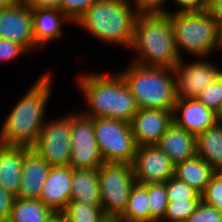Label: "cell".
Segmentation results:
<instances>
[{
	"instance_id": "1",
	"label": "cell",
	"mask_w": 222,
	"mask_h": 222,
	"mask_svg": "<svg viewBox=\"0 0 222 222\" xmlns=\"http://www.w3.org/2000/svg\"><path fill=\"white\" fill-rule=\"evenodd\" d=\"M17 100L0 126V144L32 148L44 125L46 109L52 97L54 72L44 71Z\"/></svg>"
},
{
	"instance_id": "2",
	"label": "cell",
	"mask_w": 222,
	"mask_h": 222,
	"mask_svg": "<svg viewBox=\"0 0 222 222\" xmlns=\"http://www.w3.org/2000/svg\"><path fill=\"white\" fill-rule=\"evenodd\" d=\"M108 73L91 71L76 77L77 90L81 91L88 106L82 113L92 118L105 117L130 123L139 110L136 100L119 72Z\"/></svg>"
},
{
	"instance_id": "3",
	"label": "cell",
	"mask_w": 222,
	"mask_h": 222,
	"mask_svg": "<svg viewBox=\"0 0 222 222\" xmlns=\"http://www.w3.org/2000/svg\"><path fill=\"white\" fill-rule=\"evenodd\" d=\"M130 50L135 54L131 61L136 64L174 68L180 57L171 17L168 14L138 15Z\"/></svg>"
},
{
	"instance_id": "4",
	"label": "cell",
	"mask_w": 222,
	"mask_h": 222,
	"mask_svg": "<svg viewBox=\"0 0 222 222\" xmlns=\"http://www.w3.org/2000/svg\"><path fill=\"white\" fill-rule=\"evenodd\" d=\"M137 16L130 0H98L74 25L102 43L130 50Z\"/></svg>"
},
{
	"instance_id": "5",
	"label": "cell",
	"mask_w": 222,
	"mask_h": 222,
	"mask_svg": "<svg viewBox=\"0 0 222 222\" xmlns=\"http://www.w3.org/2000/svg\"><path fill=\"white\" fill-rule=\"evenodd\" d=\"M119 73L139 109H174L177 92L173 68L127 64Z\"/></svg>"
},
{
	"instance_id": "6",
	"label": "cell",
	"mask_w": 222,
	"mask_h": 222,
	"mask_svg": "<svg viewBox=\"0 0 222 222\" xmlns=\"http://www.w3.org/2000/svg\"><path fill=\"white\" fill-rule=\"evenodd\" d=\"M168 15L171 17L175 46L180 59L187 60L184 58L185 53L194 58H209L213 52L220 51L218 24L208 10Z\"/></svg>"
},
{
	"instance_id": "7",
	"label": "cell",
	"mask_w": 222,
	"mask_h": 222,
	"mask_svg": "<svg viewBox=\"0 0 222 222\" xmlns=\"http://www.w3.org/2000/svg\"><path fill=\"white\" fill-rule=\"evenodd\" d=\"M98 181L103 212L110 221H117L124 214L136 183L132 165L105 162L98 169Z\"/></svg>"
},
{
	"instance_id": "8",
	"label": "cell",
	"mask_w": 222,
	"mask_h": 222,
	"mask_svg": "<svg viewBox=\"0 0 222 222\" xmlns=\"http://www.w3.org/2000/svg\"><path fill=\"white\" fill-rule=\"evenodd\" d=\"M95 138L106 163L132 165L137 144L129 122L112 118H93Z\"/></svg>"
},
{
	"instance_id": "9",
	"label": "cell",
	"mask_w": 222,
	"mask_h": 222,
	"mask_svg": "<svg viewBox=\"0 0 222 222\" xmlns=\"http://www.w3.org/2000/svg\"><path fill=\"white\" fill-rule=\"evenodd\" d=\"M50 119L48 117L45 121L32 149L50 166H68L71 158V111Z\"/></svg>"
},
{
	"instance_id": "10",
	"label": "cell",
	"mask_w": 222,
	"mask_h": 222,
	"mask_svg": "<svg viewBox=\"0 0 222 222\" xmlns=\"http://www.w3.org/2000/svg\"><path fill=\"white\" fill-rule=\"evenodd\" d=\"M71 110V158L73 169H99L105 162L95 138L93 118Z\"/></svg>"
},
{
	"instance_id": "11",
	"label": "cell",
	"mask_w": 222,
	"mask_h": 222,
	"mask_svg": "<svg viewBox=\"0 0 222 222\" xmlns=\"http://www.w3.org/2000/svg\"><path fill=\"white\" fill-rule=\"evenodd\" d=\"M200 59V60H199ZM209 58H197L186 63L180 59L173 68L177 98H197L222 72Z\"/></svg>"
},
{
	"instance_id": "12",
	"label": "cell",
	"mask_w": 222,
	"mask_h": 222,
	"mask_svg": "<svg viewBox=\"0 0 222 222\" xmlns=\"http://www.w3.org/2000/svg\"><path fill=\"white\" fill-rule=\"evenodd\" d=\"M0 38L22 45L29 53L41 49L34 39L31 8L23 0L0 10Z\"/></svg>"
},
{
	"instance_id": "13",
	"label": "cell",
	"mask_w": 222,
	"mask_h": 222,
	"mask_svg": "<svg viewBox=\"0 0 222 222\" xmlns=\"http://www.w3.org/2000/svg\"><path fill=\"white\" fill-rule=\"evenodd\" d=\"M132 168L135 181L143 185L166 182L175 173V164L157 145L139 146Z\"/></svg>"
},
{
	"instance_id": "14",
	"label": "cell",
	"mask_w": 222,
	"mask_h": 222,
	"mask_svg": "<svg viewBox=\"0 0 222 222\" xmlns=\"http://www.w3.org/2000/svg\"><path fill=\"white\" fill-rule=\"evenodd\" d=\"M173 122V109H139L130 122L137 146L156 145Z\"/></svg>"
},
{
	"instance_id": "15",
	"label": "cell",
	"mask_w": 222,
	"mask_h": 222,
	"mask_svg": "<svg viewBox=\"0 0 222 222\" xmlns=\"http://www.w3.org/2000/svg\"><path fill=\"white\" fill-rule=\"evenodd\" d=\"M174 123L197 136L219 121L215 112L197 98H177L173 109Z\"/></svg>"
},
{
	"instance_id": "16",
	"label": "cell",
	"mask_w": 222,
	"mask_h": 222,
	"mask_svg": "<svg viewBox=\"0 0 222 222\" xmlns=\"http://www.w3.org/2000/svg\"><path fill=\"white\" fill-rule=\"evenodd\" d=\"M72 173L69 165L50 167L39 200L54 213H62L71 201Z\"/></svg>"
},
{
	"instance_id": "17",
	"label": "cell",
	"mask_w": 222,
	"mask_h": 222,
	"mask_svg": "<svg viewBox=\"0 0 222 222\" xmlns=\"http://www.w3.org/2000/svg\"><path fill=\"white\" fill-rule=\"evenodd\" d=\"M31 14L35 43L40 48L63 38L64 26L72 24L58 8H31Z\"/></svg>"
},
{
	"instance_id": "18",
	"label": "cell",
	"mask_w": 222,
	"mask_h": 222,
	"mask_svg": "<svg viewBox=\"0 0 222 222\" xmlns=\"http://www.w3.org/2000/svg\"><path fill=\"white\" fill-rule=\"evenodd\" d=\"M50 165L30 148L23 160L21 183L16 198L39 199Z\"/></svg>"
},
{
	"instance_id": "19",
	"label": "cell",
	"mask_w": 222,
	"mask_h": 222,
	"mask_svg": "<svg viewBox=\"0 0 222 222\" xmlns=\"http://www.w3.org/2000/svg\"><path fill=\"white\" fill-rule=\"evenodd\" d=\"M156 145L175 165L197 154L196 136L178 127L174 122Z\"/></svg>"
},
{
	"instance_id": "20",
	"label": "cell",
	"mask_w": 222,
	"mask_h": 222,
	"mask_svg": "<svg viewBox=\"0 0 222 222\" xmlns=\"http://www.w3.org/2000/svg\"><path fill=\"white\" fill-rule=\"evenodd\" d=\"M29 147L0 144V186L17 196L23 160Z\"/></svg>"
},
{
	"instance_id": "21",
	"label": "cell",
	"mask_w": 222,
	"mask_h": 222,
	"mask_svg": "<svg viewBox=\"0 0 222 222\" xmlns=\"http://www.w3.org/2000/svg\"><path fill=\"white\" fill-rule=\"evenodd\" d=\"M71 201L101 206L98 169H73Z\"/></svg>"
},
{
	"instance_id": "22",
	"label": "cell",
	"mask_w": 222,
	"mask_h": 222,
	"mask_svg": "<svg viewBox=\"0 0 222 222\" xmlns=\"http://www.w3.org/2000/svg\"><path fill=\"white\" fill-rule=\"evenodd\" d=\"M216 171L197 154L175 165L174 176L202 193Z\"/></svg>"
},
{
	"instance_id": "23",
	"label": "cell",
	"mask_w": 222,
	"mask_h": 222,
	"mask_svg": "<svg viewBox=\"0 0 222 222\" xmlns=\"http://www.w3.org/2000/svg\"><path fill=\"white\" fill-rule=\"evenodd\" d=\"M196 152L216 172L222 167V120L196 136Z\"/></svg>"
},
{
	"instance_id": "24",
	"label": "cell",
	"mask_w": 222,
	"mask_h": 222,
	"mask_svg": "<svg viewBox=\"0 0 222 222\" xmlns=\"http://www.w3.org/2000/svg\"><path fill=\"white\" fill-rule=\"evenodd\" d=\"M54 214L39 199L15 198L7 222H46Z\"/></svg>"
},
{
	"instance_id": "25",
	"label": "cell",
	"mask_w": 222,
	"mask_h": 222,
	"mask_svg": "<svg viewBox=\"0 0 222 222\" xmlns=\"http://www.w3.org/2000/svg\"><path fill=\"white\" fill-rule=\"evenodd\" d=\"M148 185L135 183L124 214L117 222H149Z\"/></svg>"
},
{
	"instance_id": "26",
	"label": "cell",
	"mask_w": 222,
	"mask_h": 222,
	"mask_svg": "<svg viewBox=\"0 0 222 222\" xmlns=\"http://www.w3.org/2000/svg\"><path fill=\"white\" fill-rule=\"evenodd\" d=\"M64 222H109L101 206L70 201L61 213Z\"/></svg>"
},
{
	"instance_id": "27",
	"label": "cell",
	"mask_w": 222,
	"mask_h": 222,
	"mask_svg": "<svg viewBox=\"0 0 222 222\" xmlns=\"http://www.w3.org/2000/svg\"><path fill=\"white\" fill-rule=\"evenodd\" d=\"M148 202L149 222H160L169 202L165 182L148 185Z\"/></svg>"
},
{
	"instance_id": "28",
	"label": "cell",
	"mask_w": 222,
	"mask_h": 222,
	"mask_svg": "<svg viewBox=\"0 0 222 222\" xmlns=\"http://www.w3.org/2000/svg\"><path fill=\"white\" fill-rule=\"evenodd\" d=\"M200 202L201 199L169 201L165 215L160 222H186Z\"/></svg>"
},
{
	"instance_id": "29",
	"label": "cell",
	"mask_w": 222,
	"mask_h": 222,
	"mask_svg": "<svg viewBox=\"0 0 222 222\" xmlns=\"http://www.w3.org/2000/svg\"><path fill=\"white\" fill-rule=\"evenodd\" d=\"M197 99L208 109L215 112L220 120V108L222 106V72L207 86Z\"/></svg>"
},
{
	"instance_id": "30",
	"label": "cell",
	"mask_w": 222,
	"mask_h": 222,
	"mask_svg": "<svg viewBox=\"0 0 222 222\" xmlns=\"http://www.w3.org/2000/svg\"><path fill=\"white\" fill-rule=\"evenodd\" d=\"M165 184L168 201L201 199L200 193L175 176H172L170 179H168Z\"/></svg>"
},
{
	"instance_id": "31",
	"label": "cell",
	"mask_w": 222,
	"mask_h": 222,
	"mask_svg": "<svg viewBox=\"0 0 222 222\" xmlns=\"http://www.w3.org/2000/svg\"><path fill=\"white\" fill-rule=\"evenodd\" d=\"M201 201L222 211V177L215 172L201 193Z\"/></svg>"
},
{
	"instance_id": "32",
	"label": "cell",
	"mask_w": 222,
	"mask_h": 222,
	"mask_svg": "<svg viewBox=\"0 0 222 222\" xmlns=\"http://www.w3.org/2000/svg\"><path fill=\"white\" fill-rule=\"evenodd\" d=\"M98 0H62L60 11L74 24Z\"/></svg>"
},
{
	"instance_id": "33",
	"label": "cell",
	"mask_w": 222,
	"mask_h": 222,
	"mask_svg": "<svg viewBox=\"0 0 222 222\" xmlns=\"http://www.w3.org/2000/svg\"><path fill=\"white\" fill-rule=\"evenodd\" d=\"M138 15L169 14L167 3L172 0H130ZM171 1V2H170Z\"/></svg>"
},
{
	"instance_id": "34",
	"label": "cell",
	"mask_w": 222,
	"mask_h": 222,
	"mask_svg": "<svg viewBox=\"0 0 222 222\" xmlns=\"http://www.w3.org/2000/svg\"><path fill=\"white\" fill-rule=\"evenodd\" d=\"M186 222H222V211L201 201Z\"/></svg>"
},
{
	"instance_id": "35",
	"label": "cell",
	"mask_w": 222,
	"mask_h": 222,
	"mask_svg": "<svg viewBox=\"0 0 222 222\" xmlns=\"http://www.w3.org/2000/svg\"><path fill=\"white\" fill-rule=\"evenodd\" d=\"M30 54L22 45L0 38V62L4 64Z\"/></svg>"
},
{
	"instance_id": "36",
	"label": "cell",
	"mask_w": 222,
	"mask_h": 222,
	"mask_svg": "<svg viewBox=\"0 0 222 222\" xmlns=\"http://www.w3.org/2000/svg\"><path fill=\"white\" fill-rule=\"evenodd\" d=\"M172 2L177 8L170 13L206 11L209 8L206 0H172Z\"/></svg>"
},
{
	"instance_id": "37",
	"label": "cell",
	"mask_w": 222,
	"mask_h": 222,
	"mask_svg": "<svg viewBox=\"0 0 222 222\" xmlns=\"http://www.w3.org/2000/svg\"><path fill=\"white\" fill-rule=\"evenodd\" d=\"M15 198L16 196L5 191L0 186V222L9 220Z\"/></svg>"
},
{
	"instance_id": "38",
	"label": "cell",
	"mask_w": 222,
	"mask_h": 222,
	"mask_svg": "<svg viewBox=\"0 0 222 222\" xmlns=\"http://www.w3.org/2000/svg\"><path fill=\"white\" fill-rule=\"evenodd\" d=\"M30 8H60L62 0H23Z\"/></svg>"
},
{
	"instance_id": "39",
	"label": "cell",
	"mask_w": 222,
	"mask_h": 222,
	"mask_svg": "<svg viewBox=\"0 0 222 222\" xmlns=\"http://www.w3.org/2000/svg\"><path fill=\"white\" fill-rule=\"evenodd\" d=\"M208 11L215 18L217 24L222 23V0H212L209 3Z\"/></svg>"
},
{
	"instance_id": "40",
	"label": "cell",
	"mask_w": 222,
	"mask_h": 222,
	"mask_svg": "<svg viewBox=\"0 0 222 222\" xmlns=\"http://www.w3.org/2000/svg\"><path fill=\"white\" fill-rule=\"evenodd\" d=\"M18 0H0V10L11 7Z\"/></svg>"
},
{
	"instance_id": "41",
	"label": "cell",
	"mask_w": 222,
	"mask_h": 222,
	"mask_svg": "<svg viewBox=\"0 0 222 222\" xmlns=\"http://www.w3.org/2000/svg\"><path fill=\"white\" fill-rule=\"evenodd\" d=\"M46 222H64V219L62 217L61 213H55L49 220Z\"/></svg>"
},
{
	"instance_id": "42",
	"label": "cell",
	"mask_w": 222,
	"mask_h": 222,
	"mask_svg": "<svg viewBox=\"0 0 222 222\" xmlns=\"http://www.w3.org/2000/svg\"><path fill=\"white\" fill-rule=\"evenodd\" d=\"M218 41L219 49L222 51V23L218 24Z\"/></svg>"
},
{
	"instance_id": "43",
	"label": "cell",
	"mask_w": 222,
	"mask_h": 222,
	"mask_svg": "<svg viewBox=\"0 0 222 222\" xmlns=\"http://www.w3.org/2000/svg\"><path fill=\"white\" fill-rule=\"evenodd\" d=\"M217 173L222 177V167L217 171Z\"/></svg>"
},
{
	"instance_id": "44",
	"label": "cell",
	"mask_w": 222,
	"mask_h": 222,
	"mask_svg": "<svg viewBox=\"0 0 222 222\" xmlns=\"http://www.w3.org/2000/svg\"><path fill=\"white\" fill-rule=\"evenodd\" d=\"M220 120H222V106L220 108Z\"/></svg>"
}]
</instances>
